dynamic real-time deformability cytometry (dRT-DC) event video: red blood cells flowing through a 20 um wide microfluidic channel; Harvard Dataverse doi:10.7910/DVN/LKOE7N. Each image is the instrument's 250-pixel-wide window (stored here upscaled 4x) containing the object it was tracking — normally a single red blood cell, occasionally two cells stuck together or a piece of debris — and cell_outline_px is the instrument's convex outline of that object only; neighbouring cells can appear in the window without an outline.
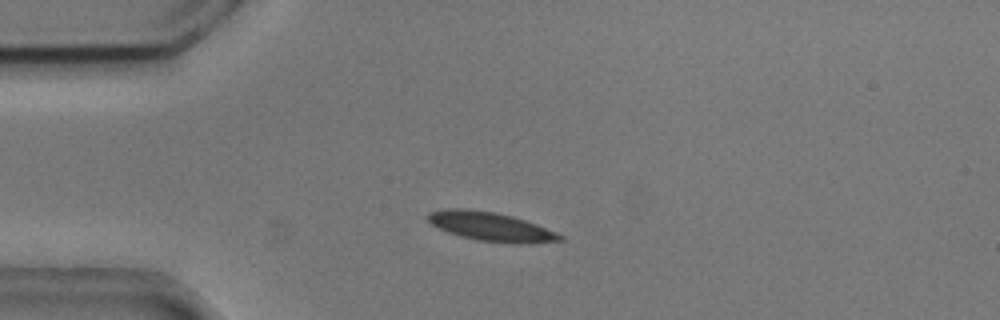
{"species": "common noctule bat (a hibernating species)", "species_latin": "Nyctalus noctula", "temperature_condition": "cold", "stored_images_in_passage": 51, "camera_frame_rate_fps": 3000, "um_per_image_px": 0.085, "animal": {"sex": "male", "body_mass_g": 20.5, "forearm_length_mm": 52.5}, "frame": {"image": 1, "passage_image": 10, "time_ms": 3.0, "image_size_px": [1000, 320], "cell_outline_px": [[564, 240], [528, 244], [512, 244], [476, 240], [448, 232], [432, 224], [428, 220], [428, 212], [448, 208], [468, 208], [496, 212], [512, 216], [536, 224], [564, 236]], "centroid_in_image_um": [41.74, 19.26], "position_along_channel_um": 43.3, "area_um2": 22.31}}
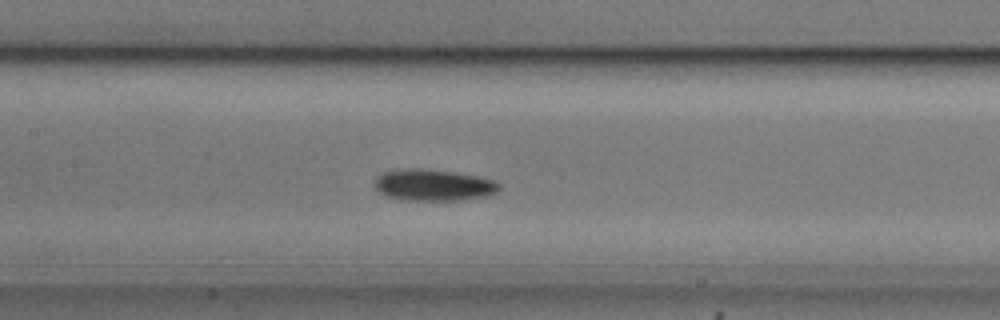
{"frame": {"image": 2, "passage_image": 22, "time_ms": 7.0, "image_size_px": [1000, 320], "cell_outline_px": [[500, 188], [496, 192], [484, 196], [460, 200], [404, 200], [384, 196], [376, 192], [376, 176], [380, 172], [396, 168], [424, 168], [456, 172], [496, 180], [500, 184]], "centroid_in_image_um": [36.78, 15.71], "position_along_channel_um": 170.6, "area_um2": 23.29}}
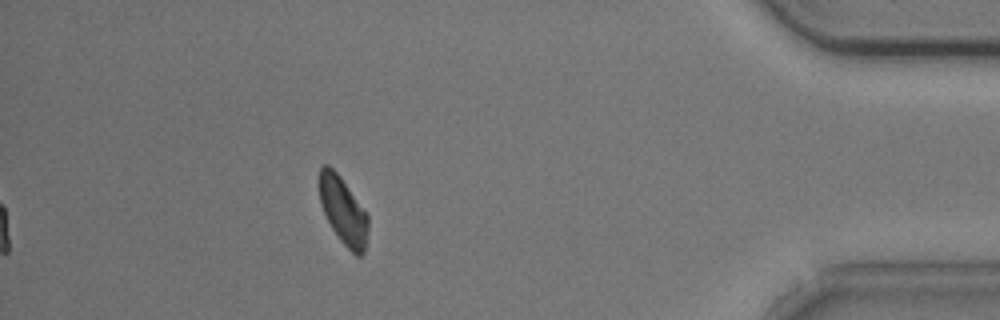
{"frame": {"image": 3, "passage_image": 45, "time_ms": 14.667, "image_size_px": [1000, 320], "cell_outline_px": [[368, 228], [364, 252], [360, 256], [356, 256], [340, 240], [332, 228], [320, 204], [320, 168], [324, 164], [328, 164], [340, 176], [368, 216]], "centroid_in_image_um": [29.17, 17.92], "position_along_channel_um": 406.0, "area_um2": 18.67}, "authors_computed_cell_mechanics": {"area_um2": 21.0392, "velocity_mm_per_s": 3.7049, "shape_relaxation_time_tau1_ms": 2.9707, "shape_relaxation_time_tau2_ms": null, "deformation_change_tau1": 0.0855, "deformation_change_tau2": null}}